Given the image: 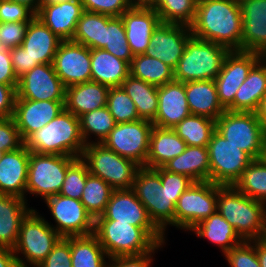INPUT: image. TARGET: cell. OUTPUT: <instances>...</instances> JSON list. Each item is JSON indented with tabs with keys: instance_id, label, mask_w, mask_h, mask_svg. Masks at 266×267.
I'll use <instances>...</instances> for the list:
<instances>
[{
	"instance_id": "1",
	"label": "cell",
	"mask_w": 266,
	"mask_h": 267,
	"mask_svg": "<svg viewBox=\"0 0 266 267\" xmlns=\"http://www.w3.org/2000/svg\"><path fill=\"white\" fill-rule=\"evenodd\" d=\"M242 13L237 0H198L192 36L241 51Z\"/></svg>"
},
{
	"instance_id": "2",
	"label": "cell",
	"mask_w": 266,
	"mask_h": 267,
	"mask_svg": "<svg viewBox=\"0 0 266 267\" xmlns=\"http://www.w3.org/2000/svg\"><path fill=\"white\" fill-rule=\"evenodd\" d=\"M94 234L108 259L117 256L141 255L166 245L164 233L158 227H138L117 220H95Z\"/></svg>"
},
{
	"instance_id": "3",
	"label": "cell",
	"mask_w": 266,
	"mask_h": 267,
	"mask_svg": "<svg viewBox=\"0 0 266 267\" xmlns=\"http://www.w3.org/2000/svg\"><path fill=\"white\" fill-rule=\"evenodd\" d=\"M217 211L243 241L265 238L266 204L244 195L234 185H218Z\"/></svg>"
},
{
	"instance_id": "4",
	"label": "cell",
	"mask_w": 266,
	"mask_h": 267,
	"mask_svg": "<svg viewBox=\"0 0 266 267\" xmlns=\"http://www.w3.org/2000/svg\"><path fill=\"white\" fill-rule=\"evenodd\" d=\"M30 152L79 158L86 144L80 131V120L63 109L53 120L32 133L25 141Z\"/></svg>"
},
{
	"instance_id": "5",
	"label": "cell",
	"mask_w": 266,
	"mask_h": 267,
	"mask_svg": "<svg viewBox=\"0 0 266 267\" xmlns=\"http://www.w3.org/2000/svg\"><path fill=\"white\" fill-rule=\"evenodd\" d=\"M229 52L230 50L222 45L192 36L174 69V80L183 83L214 80Z\"/></svg>"
},
{
	"instance_id": "6",
	"label": "cell",
	"mask_w": 266,
	"mask_h": 267,
	"mask_svg": "<svg viewBox=\"0 0 266 267\" xmlns=\"http://www.w3.org/2000/svg\"><path fill=\"white\" fill-rule=\"evenodd\" d=\"M39 214L36 209H32L21 223L13 249L19 267L40 265L62 238ZM19 253L23 256H19Z\"/></svg>"
},
{
	"instance_id": "7",
	"label": "cell",
	"mask_w": 266,
	"mask_h": 267,
	"mask_svg": "<svg viewBox=\"0 0 266 267\" xmlns=\"http://www.w3.org/2000/svg\"><path fill=\"white\" fill-rule=\"evenodd\" d=\"M91 175L101 178L114 190L132 189L136 171L134 161L106 148L102 143L87 144L80 157Z\"/></svg>"
},
{
	"instance_id": "8",
	"label": "cell",
	"mask_w": 266,
	"mask_h": 267,
	"mask_svg": "<svg viewBox=\"0 0 266 267\" xmlns=\"http://www.w3.org/2000/svg\"><path fill=\"white\" fill-rule=\"evenodd\" d=\"M132 190L164 235L168 225L175 226L173 198L162 186L160 175L154 169L140 167L136 171Z\"/></svg>"
},
{
	"instance_id": "9",
	"label": "cell",
	"mask_w": 266,
	"mask_h": 267,
	"mask_svg": "<svg viewBox=\"0 0 266 267\" xmlns=\"http://www.w3.org/2000/svg\"><path fill=\"white\" fill-rule=\"evenodd\" d=\"M75 159L72 156L30 152L25 200L28 201L27 194L40 196L43 200L59 194L67 168Z\"/></svg>"
},
{
	"instance_id": "10",
	"label": "cell",
	"mask_w": 266,
	"mask_h": 267,
	"mask_svg": "<svg viewBox=\"0 0 266 267\" xmlns=\"http://www.w3.org/2000/svg\"><path fill=\"white\" fill-rule=\"evenodd\" d=\"M207 148L210 161L209 181L217 185H235L254 160L217 131L213 133Z\"/></svg>"
},
{
	"instance_id": "11",
	"label": "cell",
	"mask_w": 266,
	"mask_h": 267,
	"mask_svg": "<svg viewBox=\"0 0 266 267\" xmlns=\"http://www.w3.org/2000/svg\"><path fill=\"white\" fill-rule=\"evenodd\" d=\"M216 131L253 159H260L264 127L256 112L226 110L216 120Z\"/></svg>"
},
{
	"instance_id": "12",
	"label": "cell",
	"mask_w": 266,
	"mask_h": 267,
	"mask_svg": "<svg viewBox=\"0 0 266 267\" xmlns=\"http://www.w3.org/2000/svg\"><path fill=\"white\" fill-rule=\"evenodd\" d=\"M218 185L193 182L175 205V228L189 231L217 211Z\"/></svg>"
},
{
	"instance_id": "13",
	"label": "cell",
	"mask_w": 266,
	"mask_h": 267,
	"mask_svg": "<svg viewBox=\"0 0 266 267\" xmlns=\"http://www.w3.org/2000/svg\"><path fill=\"white\" fill-rule=\"evenodd\" d=\"M153 126L151 121L145 119L118 123L102 144L118 155L134 161L140 167H146Z\"/></svg>"
},
{
	"instance_id": "14",
	"label": "cell",
	"mask_w": 266,
	"mask_h": 267,
	"mask_svg": "<svg viewBox=\"0 0 266 267\" xmlns=\"http://www.w3.org/2000/svg\"><path fill=\"white\" fill-rule=\"evenodd\" d=\"M56 223L51 225L61 237L84 236L94 233L93 217L86 211L82 202L60 194L44 200Z\"/></svg>"
},
{
	"instance_id": "15",
	"label": "cell",
	"mask_w": 266,
	"mask_h": 267,
	"mask_svg": "<svg viewBox=\"0 0 266 267\" xmlns=\"http://www.w3.org/2000/svg\"><path fill=\"white\" fill-rule=\"evenodd\" d=\"M263 57L260 53L246 51H230L226 56L220 73L214 79L219 102L225 110L234 102L236 92L251 69Z\"/></svg>"
},
{
	"instance_id": "16",
	"label": "cell",
	"mask_w": 266,
	"mask_h": 267,
	"mask_svg": "<svg viewBox=\"0 0 266 267\" xmlns=\"http://www.w3.org/2000/svg\"><path fill=\"white\" fill-rule=\"evenodd\" d=\"M16 99L65 101L66 87L53 64H40L18 78Z\"/></svg>"
},
{
	"instance_id": "17",
	"label": "cell",
	"mask_w": 266,
	"mask_h": 267,
	"mask_svg": "<svg viewBox=\"0 0 266 267\" xmlns=\"http://www.w3.org/2000/svg\"><path fill=\"white\" fill-rule=\"evenodd\" d=\"M53 67L65 87L91 80V50L72 40L61 41Z\"/></svg>"
},
{
	"instance_id": "18",
	"label": "cell",
	"mask_w": 266,
	"mask_h": 267,
	"mask_svg": "<svg viewBox=\"0 0 266 267\" xmlns=\"http://www.w3.org/2000/svg\"><path fill=\"white\" fill-rule=\"evenodd\" d=\"M191 37L190 26L160 23L153 31L150 46L144 54L159 59L174 70Z\"/></svg>"
},
{
	"instance_id": "19",
	"label": "cell",
	"mask_w": 266,
	"mask_h": 267,
	"mask_svg": "<svg viewBox=\"0 0 266 267\" xmlns=\"http://www.w3.org/2000/svg\"><path fill=\"white\" fill-rule=\"evenodd\" d=\"M64 104L65 101L16 99L13 119L22 140L53 120L65 109Z\"/></svg>"
},
{
	"instance_id": "20",
	"label": "cell",
	"mask_w": 266,
	"mask_h": 267,
	"mask_svg": "<svg viewBox=\"0 0 266 267\" xmlns=\"http://www.w3.org/2000/svg\"><path fill=\"white\" fill-rule=\"evenodd\" d=\"M242 13L241 51L266 57V0H240Z\"/></svg>"
},
{
	"instance_id": "21",
	"label": "cell",
	"mask_w": 266,
	"mask_h": 267,
	"mask_svg": "<svg viewBox=\"0 0 266 267\" xmlns=\"http://www.w3.org/2000/svg\"><path fill=\"white\" fill-rule=\"evenodd\" d=\"M95 220H117L138 227H157L132 189L113 190L106 209Z\"/></svg>"
},
{
	"instance_id": "22",
	"label": "cell",
	"mask_w": 266,
	"mask_h": 267,
	"mask_svg": "<svg viewBox=\"0 0 266 267\" xmlns=\"http://www.w3.org/2000/svg\"><path fill=\"white\" fill-rule=\"evenodd\" d=\"M189 115L191 112L183 82L174 80L158 86V110L152 121L154 126L173 129Z\"/></svg>"
},
{
	"instance_id": "23",
	"label": "cell",
	"mask_w": 266,
	"mask_h": 267,
	"mask_svg": "<svg viewBox=\"0 0 266 267\" xmlns=\"http://www.w3.org/2000/svg\"><path fill=\"white\" fill-rule=\"evenodd\" d=\"M81 0L41 3L36 16L62 41L72 40L82 12Z\"/></svg>"
},
{
	"instance_id": "24",
	"label": "cell",
	"mask_w": 266,
	"mask_h": 267,
	"mask_svg": "<svg viewBox=\"0 0 266 267\" xmlns=\"http://www.w3.org/2000/svg\"><path fill=\"white\" fill-rule=\"evenodd\" d=\"M30 150L20 148L5 152L0 160V194L25 199Z\"/></svg>"
},
{
	"instance_id": "25",
	"label": "cell",
	"mask_w": 266,
	"mask_h": 267,
	"mask_svg": "<svg viewBox=\"0 0 266 267\" xmlns=\"http://www.w3.org/2000/svg\"><path fill=\"white\" fill-rule=\"evenodd\" d=\"M123 20L128 45L133 55L144 54L150 46L153 31L161 23L154 8H134L125 11Z\"/></svg>"
},
{
	"instance_id": "26",
	"label": "cell",
	"mask_w": 266,
	"mask_h": 267,
	"mask_svg": "<svg viewBox=\"0 0 266 267\" xmlns=\"http://www.w3.org/2000/svg\"><path fill=\"white\" fill-rule=\"evenodd\" d=\"M61 41L37 16L29 21L21 46L30 57L31 69L40 64H53Z\"/></svg>"
},
{
	"instance_id": "27",
	"label": "cell",
	"mask_w": 266,
	"mask_h": 267,
	"mask_svg": "<svg viewBox=\"0 0 266 267\" xmlns=\"http://www.w3.org/2000/svg\"><path fill=\"white\" fill-rule=\"evenodd\" d=\"M27 202L13 195L0 194V248L14 249L21 223L33 209Z\"/></svg>"
},
{
	"instance_id": "28",
	"label": "cell",
	"mask_w": 266,
	"mask_h": 267,
	"mask_svg": "<svg viewBox=\"0 0 266 267\" xmlns=\"http://www.w3.org/2000/svg\"><path fill=\"white\" fill-rule=\"evenodd\" d=\"M109 87L87 81L66 87L65 109L78 118L90 111L107 106Z\"/></svg>"
},
{
	"instance_id": "29",
	"label": "cell",
	"mask_w": 266,
	"mask_h": 267,
	"mask_svg": "<svg viewBox=\"0 0 266 267\" xmlns=\"http://www.w3.org/2000/svg\"><path fill=\"white\" fill-rule=\"evenodd\" d=\"M186 99L192 115L217 120L226 110L218 99L214 80L185 82Z\"/></svg>"
},
{
	"instance_id": "30",
	"label": "cell",
	"mask_w": 266,
	"mask_h": 267,
	"mask_svg": "<svg viewBox=\"0 0 266 267\" xmlns=\"http://www.w3.org/2000/svg\"><path fill=\"white\" fill-rule=\"evenodd\" d=\"M266 95V57H263L249 72L240 85L229 111L256 112Z\"/></svg>"
},
{
	"instance_id": "31",
	"label": "cell",
	"mask_w": 266,
	"mask_h": 267,
	"mask_svg": "<svg viewBox=\"0 0 266 267\" xmlns=\"http://www.w3.org/2000/svg\"><path fill=\"white\" fill-rule=\"evenodd\" d=\"M187 145L173 129L153 126L150 134L146 168L163 167L171 159L179 156Z\"/></svg>"
},
{
	"instance_id": "32",
	"label": "cell",
	"mask_w": 266,
	"mask_h": 267,
	"mask_svg": "<svg viewBox=\"0 0 266 267\" xmlns=\"http://www.w3.org/2000/svg\"><path fill=\"white\" fill-rule=\"evenodd\" d=\"M130 75V64L103 49H91V80L111 87H120Z\"/></svg>"
},
{
	"instance_id": "33",
	"label": "cell",
	"mask_w": 266,
	"mask_h": 267,
	"mask_svg": "<svg viewBox=\"0 0 266 267\" xmlns=\"http://www.w3.org/2000/svg\"><path fill=\"white\" fill-rule=\"evenodd\" d=\"M163 168L182 174L194 182L209 181L210 161L207 147L187 146L179 156L167 162Z\"/></svg>"
},
{
	"instance_id": "34",
	"label": "cell",
	"mask_w": 266,
	"mask_h": 267,
	"mask_svg": "<svg viewBox=\"0 0 266 267\" xmlns=\"http://www.w3.org/2000/svg\"><path fill=\"white\" fill-rule=\"evenodd\" d=\"M190 231L194 232L198 238H207L209 242L220 247L223 254L243 242L234 227L218 211L197 224Z\"/></svg>"
},
{
	"instance_id": "35",
	"label": "cell",
	"mask_w": 266,
	"mask_h": 267,
	"mask_svg": "<svg viewBox=\"0 0 266 267\" xmlns=\"http://www.w3.org/2000/svg\"><path fill=\"white\" fill-rule=\"evenodd\" d=\"M121 87L133 100L139 117L152 122L158 110V86L129 75Z\"/></svg>"
},
{
	"instance_id": "36",
	"label": "cell",
	"mask_w": 266,
	"mask_h": 267,
	"mask_svg": "<svg viewBox=\"0 0 266 267\" xmlns=\"http://www.w3.org/2000/svg\"><path fill=\"white\" fill-rule=\"evenodd\" d=\"M72 267H107L108 256L97 236L93 233L84 236H71Z\"/></svg>"
},
{
	"instance_id": "37",
	"label": "cell",
	"mask_w": 266,
	"mask_h": 267,
	"mask_svg": "<svg viewBox=\"0 0 266 267\" xmlns=\"http://www.w3.org/2000/svg\"><path fill=\"white\" fill-rule=\"evenodd\" d=\"M130 75L156 86L174 81V70L170 66L146 54L134 55Z\"/></svg>"
},
{
	"instance_id": "38",
	"label": "cell",
	"mask_w": 266,
	"mask_h": 267,
	"mask_svg": "<svg viewBox=\"0 0 266 267\" xmlns=\"http://www.w3.org/2000/svg\"><path fill=\"white\" fill-rule=\"evenodd\" d=\"M111 16L83 11L76 25L72 41L91 49H103L104 26Z\"/></svg>"
},
{
	"instance_id": "39",
	"label": "cell",
	"mask_w": 266,
	"mask_h": 267,
	"mask_svg": "<svg viewBox=\"0 0 266 267\" xmlns=\"http://www.w3.org/2000/svg\"><path fill=\"white\" fill-rule=\"evenodd\" d=\"M173 130L187 146L207 147L216 131V120L199 115H189Z\"/></svg>"
},
{
	"instance_id": "40",
	"label": "cell",
	"mask_w": 266,
	"mask_h": 267,
	"mask_svg": "<svg viewBox=\"0 0 266 267\" xmlns=\"http://www.w3.org/2000/svg\"><path fill=\"white\" fill-rule=\"evenodd\" d=\"M80 131L85 144L102 143L116 125L107 106L87 112L79 117ZM94 134V135H93ZM96 137L94 140H90Z\"/></svg>"
},
{
	"instance_id": "41",
	"label": "cell",
	"mask_w": 266,
	"mask_h": 267,
	"mask_svg": "<svg viewBox=\"0 0 266 267\" xmlns=\"http://www.w3.org/2000/svg\"><path fill=\"white\" fill-rule=\"evenodd\" d=\"M234 186L244 195L266 204V162L254 159Z\"/></svg>"
},
{
	"instance_id": "42",
	"label": "cell",
	"mask_w": 266,
	"mask_h": 267,
	"mask_svg": "<svg viewBox=\"0 0 266 267\" xmlns=\"http://www.w3.org/2000/svg\"><path fill=\"white\" fill-rule=\"evenodd\" d=\"M113 190L101 178L91 174L87 176L80 201L94 220L104 213Z\"/></svg>"
},
{
	"instance_id": "43",
	"label": "cell",
	"mask_w": 266,
	"mask_h": 267,
	"mask_svg": "<svg viewBox=\"0 0 266 267\" xmlns=\"http://www.w3.org/2000/svg\"><path fill=\"white\" fill-rule=\"evenodd\" d=\"M198 0H158L154 8L161 23L191 26L195 20Z\"/></svg>"
},
{
	"instance_id": "44",
	"label": "cell",
	"mask_w": 266,
	"mask_h": 267,
	"mask_svg": "<svg viewBox=\"0 0 266 267\" xmlns=\"http://www.w3.org/2000/svg\"><path fill=\"white\" fill-rule=\"evenodd\" d=\"M103 50L131 64L134 55L128 45L121 16L112 17L104 26Z\"/></svg>"
},
{
	"instance_id": "45",
	"label": "cell",
	"mask_w": 266,
	"mask_h": 267,
	"mask_svg": "<svg viewBox=\"0 0 266 267\" xmlns=\"http://www.w3.org/2000/svg\"><path fill=\"white\" fill-rule=\"evenodd\" d=\"M107 107L116 124L141 119L136 106L128 94L120 87H111L107 95Z\"/></svg>"
},
{
	"instance_id": "46",
	"label": "cell",
	"mask_w": 266,
	"mask_h": 267,
	"mask_svg": "<svg viewBox=\"0 0 266 267\" xmlns=\"http://www.w3.org/2000/svg\"><path fill=\"white\" fill-rule=\"evenodd\" d=\"M89 174L86 163L80 157L76 158L67 168L59 194L80 200Z\"/></svg>"
},
{
	"instance_id": "47",
	"label": "cell",
	"mask_w": 266,
	"mask_h": 267,
	"mask_svg": "<svg viewBox=\"0 0 266 267\" xmlns=\"http://www.w3.org/2000/svg\"><path fill=\"white\" fill-rule=\"evenodd\" d=\"M223 255L231 267H261L256 253V240L243 241Z\"/></svg>"
},
{
	"instance_id": "48",
	"label": "cell",
	"mask_w": 266,
	"mask_h": 267,
	"mask_svg": "<svg viewBox=\"0 0 266 267\" xmlns=\"http://www.w3.org/2000/svg\"><path fill=\"white\" fill-rule=\"evenodd\" d=\"M154 170L160 175L161 184L170 197L173 198V203L175 205L181 194L194 182L185 175L169 172L163 167L154 168Z\"/></svg>"
},
{
	"instance_id": "49",
	"label": "cell",
	"mask_w": 266,
	"mask_h": 267,
	"mask_svg": "<svg viewBox=\"0 0 266 267\" xmlns=\"http://www.w3.org/2000/svg\"><path fill=\"white\" fill-rule=\"evenodd\" d=\"M83 9L111 17L121 16L131 8L129 0H81Z\"/></svg>"
},
{
	"instance_id": "50",
	"label": "cell",
	"mask_w": 266,
	"mask_h": 267,
	"mask_svg": "<svg viewBox=\"0 0 266 267\" xmlns=\"http://www.w3.org/2000/svg\"><path fill=\"white\" fill-rule=\"evenodd\" d=\"M29 22H2L0 24V47L13 49L21 46Z\"/></svg>"
},
{
	"instance_id": "51",
	"label": "cell",
	"mask_w": 266,
	"mask_h": 267,
	"mask_svg": "<svg viewBox=\"0 0 266 267\" xmlns=\"http://www.w3.org/2000/svg\"><path fill=\"white\" fill-rule=\"evenodd\" d=\"M36 13L27 5L11 0H0V22H29Z\"/></svg>"
},
{
	"instance_id": "52",
	"label": "cell",
	"mask_w": 266,
	"mask_h": 267,
	"mask_svg": "<svg viewBox=\"0 0 266 267\" xmlns=\"http://www.w3.org/2000/svg\"><path fill=\"white\" fill-rule=\"evenodd\" d=\"M39 267H72L70 237H62Z\"/></svg>"
},
{
	"instance_id": "53",
	"label": "cell",
	"mask_w": 266,
	"mask_h": 267,
	"mask_svg": "<svg viewBox=\"0 0 266 267\" xmlns=\"http://www.w3.org/2000/svg\"><path fill=\"white\" fill-rule=\"evenodd\" d=\"M24 144L13 117L0 119V150L13 151Z\"/></svg>"
},
{
	"instance_id": "54",
	"label": "cell",
	"mask_w": 266,
	"mask_h": 267,
	"mask_svg": "<svg viewBox=\"0 0 266 267\" xmlns=\"http://www.w3.org/2000/svg\"><path fill=\"white\" fill-rule=\"evenodd\" d=\"M164 244H159L153 251L141 255L117 256L108 259L107 267H152L153 256L156 250Z\"/></svg>"
},
{
	"instance_id": "55",
	"label": "cell",
	"mask_w": 266,
	"mask_h": 267,
	"mask_svg": "<svg viewBox=\"0 0 266 267\" xmlns=\"http://www.w3.org/2000/svg\"><path fill=\"white\" fill-rule=\"evenodd\" d=\"M0 83L17 88L18 78L14 73L10 50L0 47Z\"/></svg>"
},
{
	"instance_id": "56",
	"label": "cell",
	"mask_w": 266,
	"mask_h": 267,
	"mask_svg": "<svg viewBox=\"0 0 266 267\" xmlns=\"http://www.w3.org/2000/svg\"><path fill=\"white\" fill-rule=\"evenodd\" d=\"M17 88L0 83V119L13 117Z\"/></svg>"
},
{
	"instance_id": "57",
	"label": "cell",
	"mask_w": 266,
	"mask_h": 267,
	"mask_svg": "<svg viewBox=\"0 0 266 267\" xmlns=\"http://www.w3.org/2000/svg\"><path fill=\"white\" fill-rule=\"evenodd\" d=\"M12 66L17 78L31 70L30 57L22 46L10 49Z\"/></svg>"
},
{
	"instance_id": "58",
	"label": "cell",
	"mask_w": 266,
	"mask_h": 267,
	"mask_svg": "<svg viewBox=\"0 0 266 267\" xmlns=\"http://www.w3.org/2000/svg\"><path fill=\"white\" fill-rule=\"evenodd\" d=\"M0 267H19L13 249L0 248Z\"/></svg>"
},
{
	"instance_id": "59",
	"label": "cell",
	"mask_w": 266,
	"mask_h": 267,
	"mask_svg": "<svg viewBox=\"0 0 266 267\" xmlns=\"http://www.w3.org/2000/svg\"><path fill=\"white\" fill-rule=\"evenodd\" d=\"M256 253L261 267H266V239L256 240Z\"/></svg>"
},
{
	"instance_id": "60",
	"label": "cell",
	"mask_w": 266,
	"mask_h": 267,
	"mask_svg": "<svg viewBox=\"0 0 266 267\" xmlns=\"http://www.w3.org/2000/svg\"><path fill=\"white\" fill-rule=\"evenodd\" d=\"M134 8H155L158 0H129Z\"/></svg>"
},
{
	"instance_id": "61",
	"label": "cell",
	"mask_w": 266,
	"mask_h": 267,
	"mask_svg": "<svg viewBox=\"0 0 266 267\" xmlns=\"http://www.w3.org/2000/svg\"><path fill=\"white\" fill-rule=\"evenodd\" d=\"M258 119L261 121L264 128H266V95L259 104V107L256 111Z\"/></svg>"
},
{
	"instance_id": "62",
	"label": "cell",
	"mask_w": 266,
	"mask_h": 267,
	"mask_svg": "<svg viewBox=\"0 0 266 267\" xmlns=\"http://www.w3.org/2000/svg\"><path fill=\"white\" fill-rule=\"evenodd\" d=\"M13 2L25 4L30 7L35 13L38 12L42 0H11Z\"/></svg>"
},
{
	"instance_id": "63",
	"label": "cell",
	"mask_w": 266,
	"mask_h": 267,
	"mask_svg": "<svg viewBox=\"0 0 266 267\" xmlns=\"http://www.w3.org/2000/svg\"><path fill=\"white\" fill-rule=\"evenodd\" d=\"M260 158L266 162V128H264L263 132L262 153Z\"/></svg>"
},
{
	"instance_id": "64",
	"label": "cell",
	"mask_w": 266,
	"mask_h": 267,
	"mask_svg": "<svg viewBox=\"0 0 266 267\" xmlns=\"http://www.w3.org/2000/svg\"><path fill=\"white\" fill-rule=\"evenodd\" d=\"M66 1H74V0H42L41 3H62Z\"/></svg>"
},
{
	"instance_id": "65",
	"label": "cell",
	"mask_w": 266,
	"mask_h": 267,
	"mask_svg": "<svg viewBox=\"0 0 266 267\" xmlns=\"http://www.w3.org/2000/svg\"><path fill=\"white\" fill-rule=\"evenodd\" d=\"M4 153H5L4 151L0 150V160L3 157Z\"/></svg>"
}]
</instances>
